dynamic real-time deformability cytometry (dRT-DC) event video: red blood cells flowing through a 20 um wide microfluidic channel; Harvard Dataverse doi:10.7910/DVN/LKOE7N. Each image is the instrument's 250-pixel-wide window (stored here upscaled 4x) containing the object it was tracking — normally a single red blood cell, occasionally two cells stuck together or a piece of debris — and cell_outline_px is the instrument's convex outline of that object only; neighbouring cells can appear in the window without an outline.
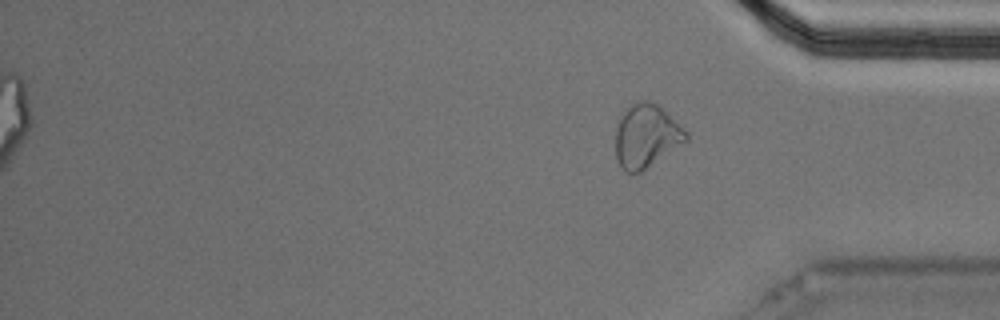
{"species": "Egyptian fruit bat (a non-hibernating species)", "species_latin": "Rousettus aegyptiacus", "temperature_condition": "cold", "stored_images_in_passage": 14, "segment_of_instrument_passage": [2, 2], "camera_frame_rate_fps": 3000, "um_per_image_px": 0.085, "animal": {"sex": "male"}, "frame": {"image": 1, "passage_image": 14, "time_ms": 4.333, "image_size_px": [1000, 320], "cell_outline_px": [[688, 140], [640, 172], [624, 172], [616, 160], [616, 128], [624, 112], [632, 104], [640, 100], [648, 100], [656, 104], [684, 128], [688, 132]], "centroid_in_image_um": [54.93, 11.57], "position_along_channel_um": 380.3, "area_um2": 25.61}}